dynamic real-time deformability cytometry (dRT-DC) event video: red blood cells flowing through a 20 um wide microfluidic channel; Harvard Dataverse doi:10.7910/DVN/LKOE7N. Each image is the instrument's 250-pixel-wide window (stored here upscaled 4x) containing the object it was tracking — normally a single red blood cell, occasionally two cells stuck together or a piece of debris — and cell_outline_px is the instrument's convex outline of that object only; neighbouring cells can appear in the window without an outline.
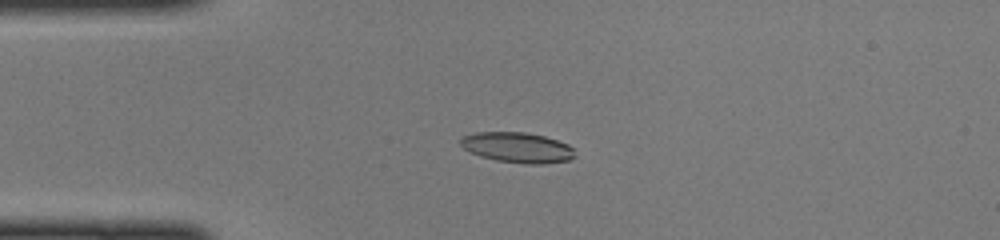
{"species": "common noctule bat (a hibernating species)", "species_latin": "Nyctalus noctula", "temperature_condition": "cold", "stored_images_in_passage": 47, "camera_frame_rate_fps": 3000, "um_per_image_px": 0.085, "animal": {"sex": "female", "body_mass_g": 22.0, "forearm_length_mm": 56.7}, "frame": {"image": 1, "passage_image": 10, "time_ms": 3.0, "image_size_px": [1000, 240], "cell_outline_px": [[576, 156], [568, 160], [540, 164], [524, 164], [496, 160], [480, 156], [464, 148], [460, 144], [460, 140], [464, 136], [476, 132], [524, 132], [544, 136], [568, 144], [572, 148]], "centroid_in_image_um": [43.98, 12.54], "position_along_channel_um": 41.0, "area_um2": 20.06}}
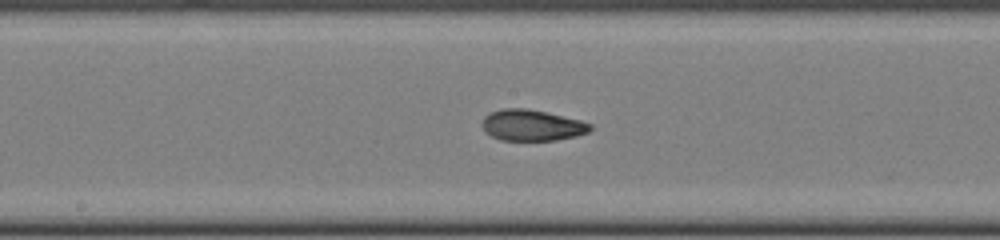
{"frame": {"image": 2, "passage_image": 23, "time_ms": 7.333, "image_size_px": [1000, 240], "cell_outline_px": [[592, 128], [588, 132], [576, 136], [556, 140], [500, 140], [492, 136], [480, 124], [484, 116], [488, 112], [504, 108], [528, 108], [580, 120], [592, 124]], "centroid_in_image_um": [45.19, 10.64], "position_along_channel_um": 203.0, "area_um2": 19.59}}
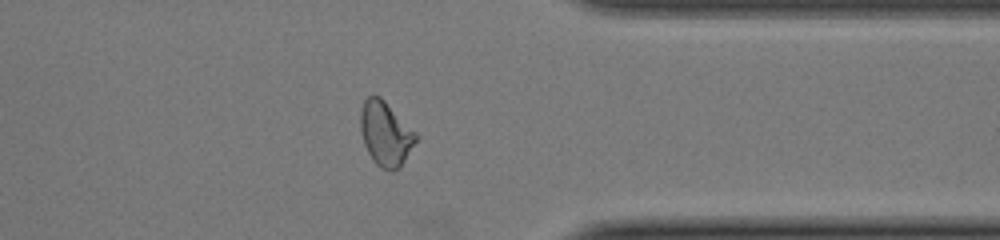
{"frame": {"image": 3, "passage_image": 36, "time_ms": 11.667, "image_size_px": [1000, 240], "cell_outline_px": [[420, 136], [400, 168], [392, 172], [380, 168], [372, 160], [364, 144], [360, 132], [360, 112], [364, 100], [368, 96], [380, 96]], "centroid_in_image_um": [32.78, 11.39], "position_along_channel_um": 378.6, "area_um2": 21.04}}